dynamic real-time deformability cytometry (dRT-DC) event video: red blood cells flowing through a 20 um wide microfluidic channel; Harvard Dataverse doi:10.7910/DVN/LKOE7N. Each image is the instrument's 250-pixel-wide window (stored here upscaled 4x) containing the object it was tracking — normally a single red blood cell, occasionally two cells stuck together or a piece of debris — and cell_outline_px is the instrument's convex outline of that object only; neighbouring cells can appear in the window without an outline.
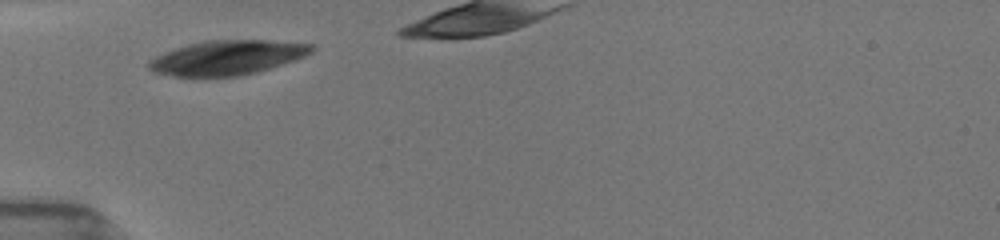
{"species": "common noctule bat (a hibernating species)", "species_latin": "Nyctalus noctula", "temperature_condition": "room temperature", "stored_images_in_passage": 3, "camera_frame_rate_fps": 3000, "um_per_image_px": 0.085, "animal": {"sex": "female", "body_mass_g": 19.5, "forearm_length_mm": 54.1}, "frame": {"image": 1, "passage_image": 1, "time_ms": 0.0, "image_size_px": [1000, 240], "cell_outline_px": [[316, 48], [312, 52], [304, 56], [256, 72], [240, 76], [204, 80], [172, 76], [152, 72], [148, 68], [148, 60], [164, 52], [188, 44], [204, 40], [264, 40], [312, 44]], "centroid_in_image_um": [19.2, 4.94], "position_along_channel_um": 65.8, "area_um2": 33.47}}